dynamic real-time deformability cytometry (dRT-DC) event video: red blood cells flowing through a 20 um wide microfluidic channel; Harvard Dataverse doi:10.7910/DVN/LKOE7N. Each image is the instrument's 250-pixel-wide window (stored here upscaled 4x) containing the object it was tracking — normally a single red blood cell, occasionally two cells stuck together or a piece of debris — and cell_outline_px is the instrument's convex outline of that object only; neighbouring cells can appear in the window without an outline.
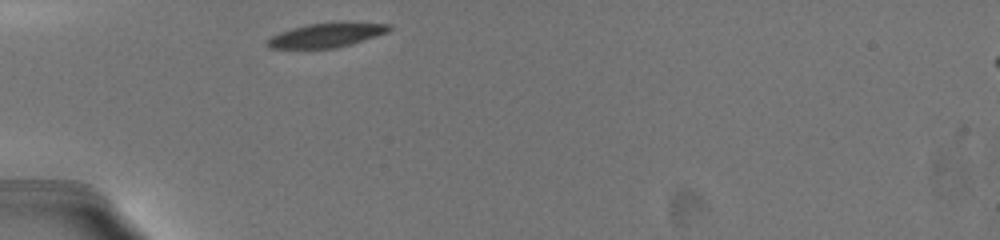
{"species": "common noctule bat (a hibernating species)", "species_latin": "Nyctalus noctula", "temperature_condition": "warm", "stored_images_in_passage": 11, "camera_frame_rate_fps": 3000, "um_per_image_px": 0.085, "animal": {"sex": "female", "body_mass_g": 19.5, "forearm_length_mm": 54.1}, "frame": {"image": 1, "passage_image": 1, "time_ms": 0.0, "image_size_px": [1000, 240], "cell_outline_px": [[392, 28], [388, 32], [364, 40], [336, 48], [268, 48], [264, 44], [264, 40], [280, 32], [292, 28], [308, 24], [348, 20], [392, 24]], "centroid_in_image_um": [27.79, 2.95], "position_along_channel_um": 57.2, "area_um2": 17.8}}
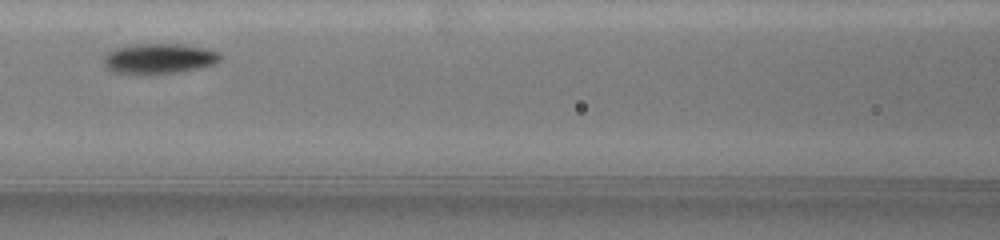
{"frame": {"image": 2, "passage_image": 7, "time_ms": 3.0, "image_size_px": [1000, 240], "cell_outline_px": [[220, 60], [216, 64], [200, 68], [176, 72], [136, 76], [112, 72], [104, 64], [104, 56], [108, 52], [116, 48], [136, 44], [180, 44], [208, 48], [220, 52]], "centroid_in_image_um": [13.52, 5.0], "position_along_channel_um": 153.1, "area_um2": 20.98}}
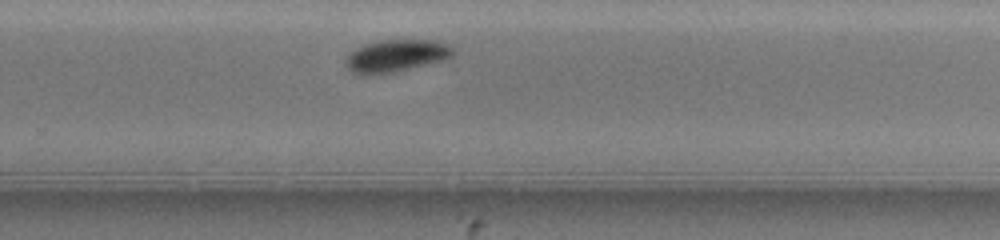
{"frame": {"image": 3, "passage_image": 11, "time_ms": 7.0, "image_size_px": [1000, 240], "cell_outline_px": [[452, 56], [448, 60], [392, 72], [372, 76], [364, 76], [352, 72], [344, 64], [344, 60], [356, 48], [364, 44], [380, 40], [432, 40], [444, 44], [452, 48]], "centroid_in_image_um": [33.62, 4.77], "position_along_channel_um": 296.2, "area_um2": 20.29}}